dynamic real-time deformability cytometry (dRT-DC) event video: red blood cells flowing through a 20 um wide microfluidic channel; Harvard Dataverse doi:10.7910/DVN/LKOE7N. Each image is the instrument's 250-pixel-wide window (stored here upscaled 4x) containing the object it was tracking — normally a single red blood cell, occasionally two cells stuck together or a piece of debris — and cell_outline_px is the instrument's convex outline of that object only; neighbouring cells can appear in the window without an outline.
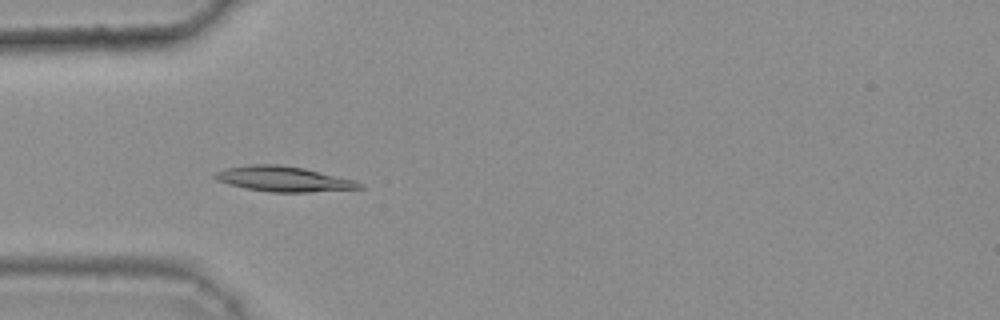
{"species": "common noctule bat (a hibernating species)", "species_latin": "Nyctalus noctula", "temperature_condition": "warm", "stored_images_in_passage": 40, "camera_frame_rate_fps": 3000, "um_per_image_px": 0.085, "animal": {"sex": "female", "body_mass_g": 25.1}, "frame": {"image": 1, "passage_image": 11, "time_ms": 3.333, "image_size_px": [1000, 320], "cell_outline_px": [[364, 188], [308, 192], [272, 192], [244, 188], [228, 184], [216, 180], [212, 176], [216, 172], [224, 168], [248, 164], [280, 164], [304, 168], [356, 180], [364, 184]], "centroid_in_image_um": [24.09, 15.2], "position_along_channel_um": 60.9, "area_um2": 21.44}}
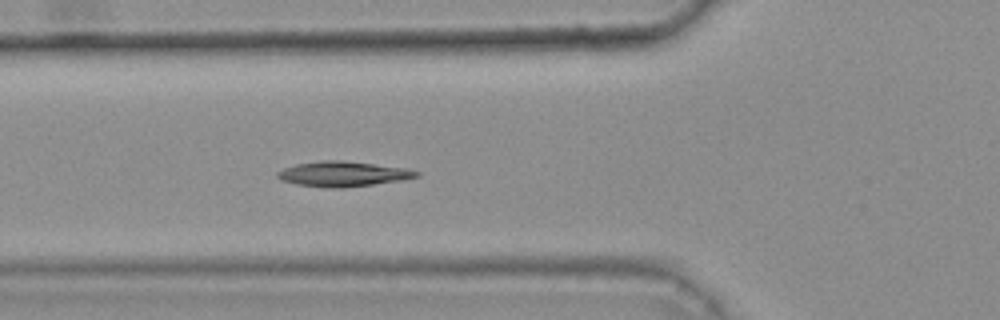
{"frame": {"image": 2, "passage_image": 14, "time_ms": 4.333, "image_size_px": [1000, 320], "cell_outline_px": [[420, 176], [404, 180], [344, 188], [328, 188], [296, 184], [284, 180], [276, 176], [276, 172], [284, 168], [296, 164], [320, 160], [340, 160], [408, 168], [420, 172]], "centroid_in_image_um": [29.19, 14.78], "position_along_channel_um": 96.6, "area_um2": 20.4}}
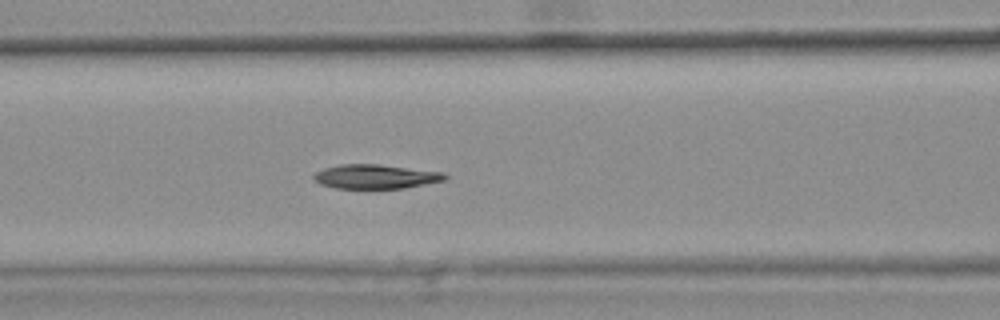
{"frame": {"image": 3, "passage_image": 17, "time_ms": 5.333, "image_size_px": [1000, 320], "cell_outline_px": [[448, 176], [444, 180], [404, 188], [336, 188], [320, 184], [312, 180], [312, 176], [316, 172], [324, 168], [340, 164], [376, 164], [444, 172]], "centroid_in_image_um": [31.88, 15.0], "position_along_channel_um": 134.7, "area_um2": 18.44}, "authors_computed_cell_mechanics": {"area_um2": 19.5075, "velocity_mm_per_s": 3.7904, "shape_relaxation_time_tau1_ms": 8.5996, "shape_relaxation_time_tau2_ms": 10.0474, "deformation_change_tau1": 0.2228, "deformation_change_tau2": 0.0822}}